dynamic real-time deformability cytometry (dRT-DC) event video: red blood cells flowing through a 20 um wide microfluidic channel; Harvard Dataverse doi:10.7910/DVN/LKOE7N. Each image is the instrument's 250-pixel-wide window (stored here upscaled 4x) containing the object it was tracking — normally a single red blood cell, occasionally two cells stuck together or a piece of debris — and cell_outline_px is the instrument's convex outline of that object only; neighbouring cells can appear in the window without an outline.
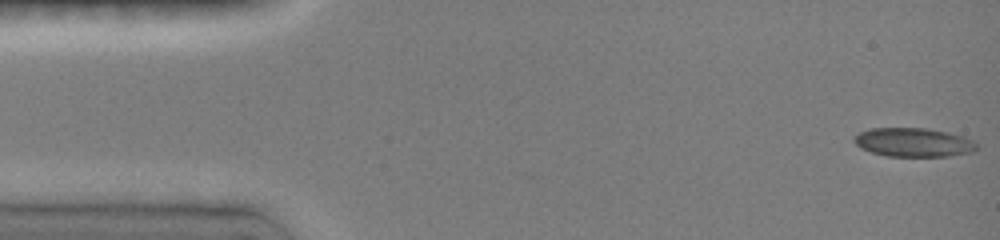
{"species": "common noctule bat (a hibernating species)", "species_latin": "Nyctalus noctula", "temperature_condition": "room temperature", "stored_images_in_passage": 54, "camera_frame_rate_fps": 3000, "um_per_image_px": 0.085, "animal": {"sex": "female", "body_mass_g": 19.0, "forearm_length_mm": 51.5}, "frame": {"image": 1, "passage_image": 1, "time_ms": 0.0, "image_size_px": [1000, 240], "cell_outline_px": [[980, 148], [972, 152], [948, 156], [888, 156], [872, 152], [860, 148], [852, 140], [860, 132], [872, 128], [928, 128], [948, 132], [964, 136], [972, 140]], "centroid_in_image_um": [77.67, 12.1], "position_along_channel_um": 7.3, "area_um2": 20.63}}
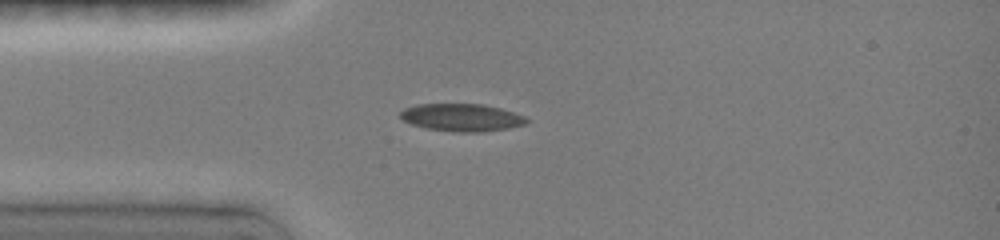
{"frame": {"image": 2, "passage_image": 18, "time_ms": 3.667, "image_size_px": [1000, 240], "cell_outline_px": [[528, 120], [524, 124], [508, 128], [484, 132], [452, 132], [428, 128], [412, 124], [404, 120], [400, 116], [400, 112], [404, 108], [416, 104], [484, 104], [500, 108], [524, 116]], "centroid_in_image_um": [39.23, 9.98], "position_along_channel_um": 45.8, "area_um2": 20.17}}
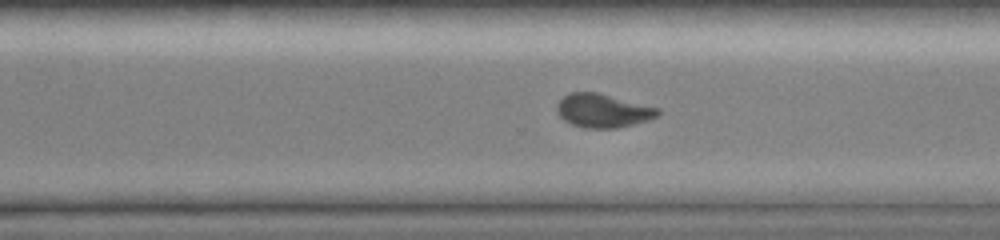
{"frame": {"image": 3, "passage_image": 50, "time_ms": 10.667, "image_size_px": [1000, 240], "cell_outline_px": [[660, 112], [656, 116], [648, 120], [616, 128], [584, 128], [572, 124], [564, 120], [556, 112], [556, 104], [564, 96], [572, 92], [596, 92], [660, 108]], "centroid_in_image_um": [51.22, 9.41], "position_along_channel_um": 319.4, "area_um2": 19.65}}